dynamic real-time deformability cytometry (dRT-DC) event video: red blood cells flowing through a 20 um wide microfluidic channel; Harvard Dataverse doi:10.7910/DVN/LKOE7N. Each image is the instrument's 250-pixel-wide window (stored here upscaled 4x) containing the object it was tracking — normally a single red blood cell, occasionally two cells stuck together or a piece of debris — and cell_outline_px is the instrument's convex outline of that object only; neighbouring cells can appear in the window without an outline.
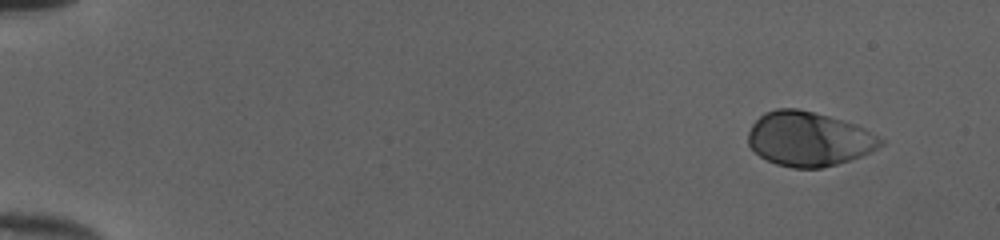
{"species": "human", "species_latin": "Homo sapiens", "temperature_condition": "cold", "stored_images_in_passage": 49, "camera_frame_rate_fps": 3000, "um_per_image_px": 0.085, "donor": {"sex": "female"}, "frame": {"image": 1, "passage_image": 1, "time_ms": 0.0, "image_size_px": [1000, 240], "cell_outline_px": [[884, 144], [860, 156], [836, 164], [820, 168], [792, 168], [776, 164], [760, 156], [748, 144], [748, 132], [752, 124], [764, 112], [776, 108], [796, 108], [828, 116], [856, 124], [864, 128], [884, 140]], "centroid_in_image_um": [68.72, 11.8], "position_along_channel_um": 16.3, "area_um2": 41.73}}
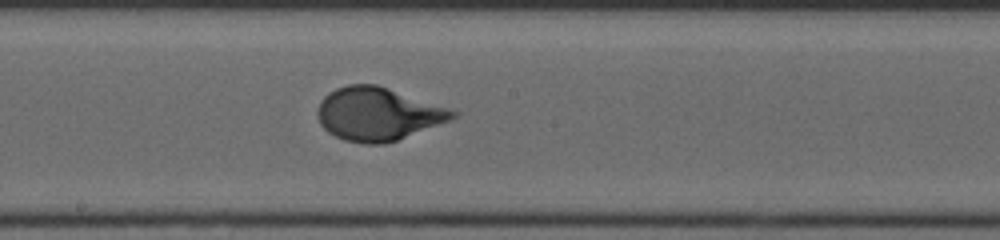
{"frame": {"image": 2, "passage_image": 27, "time_ms": 8.667, "image_size_px": [1000, 240], "cell_outline_px": [[460, 112], [456, 116], [448, 120], [396, 140], [384, 144], [364, 144], [344, 140], [328, 132], [320, 124], [316, 116], [316, 112], [320, 100], [328, 92], [336, 88], [348, 84], [376, 84]], "centroid_in_image_um": [32.04, 9.68], "position_along_channel_um": 216.2, "area_um2": 41.44}}
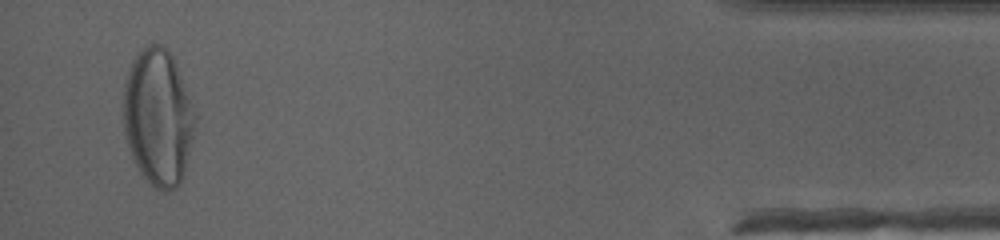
{"frame": {"image": 3, "passage_image": 47, "time_ms": 15.333, "image_size_px": [1000, 240], "cell_outline_px": [[196, 120], [184, 176], [176, 188], [164, 192], [156, 188], [140, 172], [128, 148], [124, 132], [124, 80], [128, 68], [132, 60], [148, 44], [164, 44], [172, 56], [176, 64], [196, 112]], "centroid_in_image_um": [13.44, 9.96], "position_along_channel_um": 421.8, "area_um2": 57.11}}